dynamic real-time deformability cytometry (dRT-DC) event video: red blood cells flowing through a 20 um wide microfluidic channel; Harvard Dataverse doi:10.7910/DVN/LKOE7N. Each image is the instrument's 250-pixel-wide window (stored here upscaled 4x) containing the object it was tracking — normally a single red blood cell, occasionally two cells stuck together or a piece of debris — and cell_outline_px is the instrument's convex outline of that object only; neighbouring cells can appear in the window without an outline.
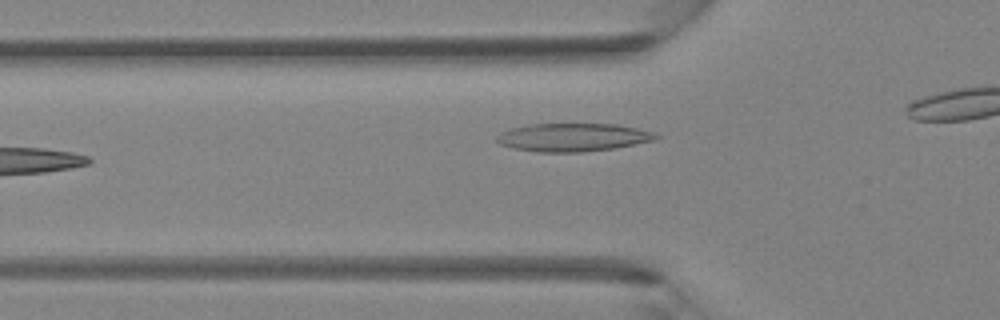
{"species": "Egyptian fruit bat (a non-hibernating species)", "species_latin": "Rousettus aegyptiacus", "temperature_condition": "room temperature", "stored_images_in_passage": 6, "camera_frame_rate_fps": 3000, "um_per_image_px": 0.085, "animal": {"sex": "female"}, "frame": {"image": 1, "passage_image": 5, "time_ms": 1.333, "image_size_px": [1000, 320], "cell_outline_px": [[660, 136], [652, 140], [612, 148], [580, 152], [536, 152], [512, 148], [500, 144], [496, 140], [496, 136], [500, 132], [512, 128], [528, 124], [616, 124], [656, 132]], "centroid_in_image_um": [48.64, 11.67], "position_along_channel_um": 77.2, "area_um2": 25.95}}